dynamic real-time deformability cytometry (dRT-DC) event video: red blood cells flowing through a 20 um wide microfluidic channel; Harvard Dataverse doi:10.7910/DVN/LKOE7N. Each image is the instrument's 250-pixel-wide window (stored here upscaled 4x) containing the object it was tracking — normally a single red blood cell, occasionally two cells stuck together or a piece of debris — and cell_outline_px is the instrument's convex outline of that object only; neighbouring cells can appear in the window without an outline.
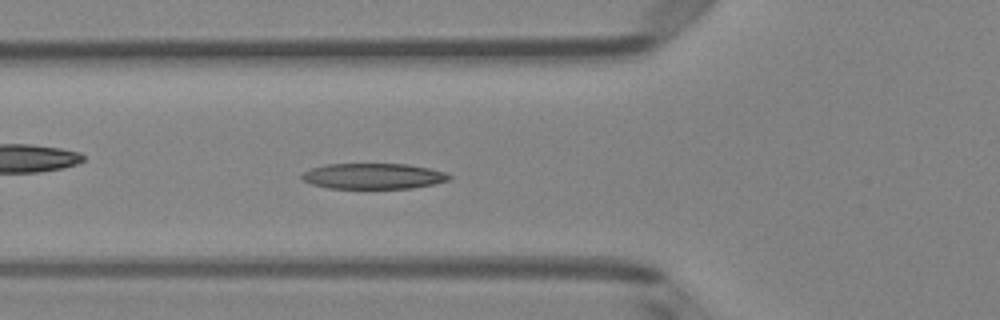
{"species": "Egyptian fruit bat (a non-hibernating species)", "species_latin": "Rousettus aegyptiacus", "temperature_condition": "room temperature", "stored_images_in_passage": 49, "camera_frame_rate_fps": 3000, "um_per_image_px": 0.085, "animal": {"sex": "female"}, "frame": {"image": 1, "passage_image": 16, "time_ms": 5.0, "image_size_px": [1000, 320], "cell_outline_px": [[452, 176], [448, 180], [432, 184], [412, 188], [328, 188], [312, 184], [304, 180], [300, 176], [304, 172], [312, 168], [324, 164], [408, 164], [428, 168], [444, 172]], "centroid_in_image_um": [31.71, 14.97], "position_along_channel_um": 94.1, "area_um2": 21.85}}
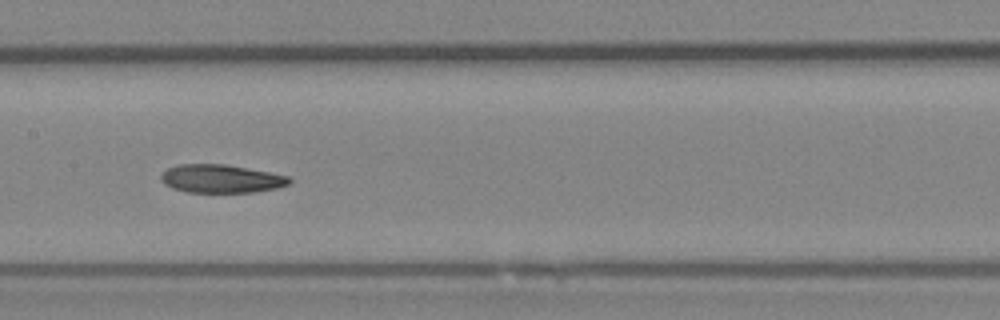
{"frame": {"image": 2, "passage_image": 23, "time_ms": 7.333, "image_size_px": [1000, 320], "cell_outline_px": [[292, 180], [288, 184], [276, 188], [252, 192], [188, 192], [172, 188], [164, 184], [160, 180], [160, 176], [168, 168], [176, 164], [224, 164], [292, 176]], "centroid_in_image_um": [18.79, 15.18], "position_along_channel_um": 188.6, "area_um2": 21.15}}
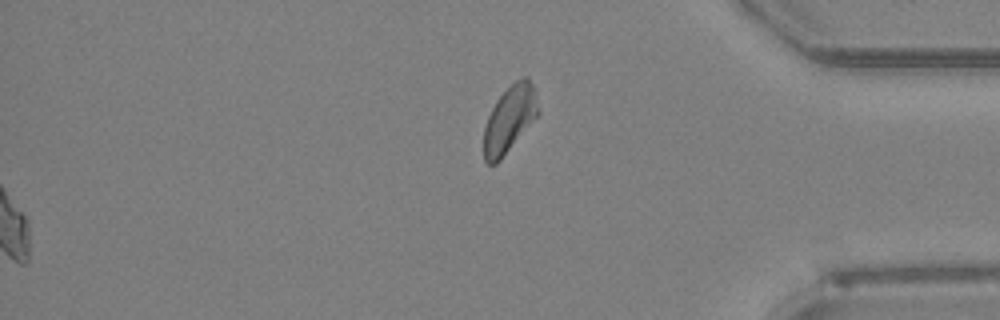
{"frame": {"image": 3, "passage_image": 49, "time_ms": 16.0, "image_size_px": [1000, 320], "cell_outline_px": [[540, 112], [500, 160], [496, 164], [488, 164], [484, 160], [484, 128], [488, 116], [496, 100], [516, 80], [524, 76], [528, 76], [536, 92]], "centroid_in_image_um": [43.32, 10.11], "position_along_channel_um": 391.9, "area_um2": 20.87}, "authors_computed_cell_mechanics": {"area_um2": 22.0218, "velocity_mm_per_s": 4.0555, "shape_relaxation_time_tau1_ms": 4.177, "shape_relaxation_time_tau2_ms": 3.8428, "deformation_change_tau1": 0.1615, "deformation_change_tau2": 0.1104}}